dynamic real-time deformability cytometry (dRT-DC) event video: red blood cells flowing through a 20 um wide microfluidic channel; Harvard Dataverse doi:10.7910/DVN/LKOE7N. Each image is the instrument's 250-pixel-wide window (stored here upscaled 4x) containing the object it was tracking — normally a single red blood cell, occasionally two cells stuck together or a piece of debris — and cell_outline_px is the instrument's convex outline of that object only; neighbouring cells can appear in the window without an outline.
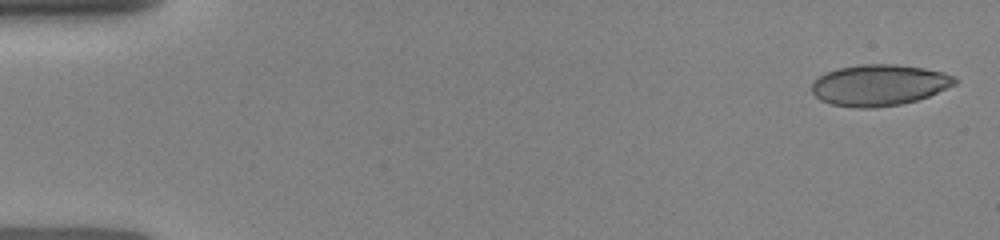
{"species": "human", "species_latin": "Homo sapiens", "temperature_condition": "room temperature", "stored_images_in_passage": 35, "camera_frame_rate_fps": 3000, "um_per_image_px": 0.085, "donor": {"sex": "female"}, "frame": {"image": 1, "passage_image": 1, "time_ms": 0.0, "image_size_px": [1000, 240], "cell_outline_px": [[960, 80], [956, 84], [928, 96], [916, 100], [900, 104], [872, 108], [856, 108], [832, 104], [820, 100], [812, 92], [812, 84], [820, 76], [828, 72], [840, 68], [860, 64], [896, 64], [924, 68], [944, 72], [956, 76]], "centroid_in_image_um": [74.77, 7.23], "position_along_channel_um": 10.2, "area_um2": 34.28}}
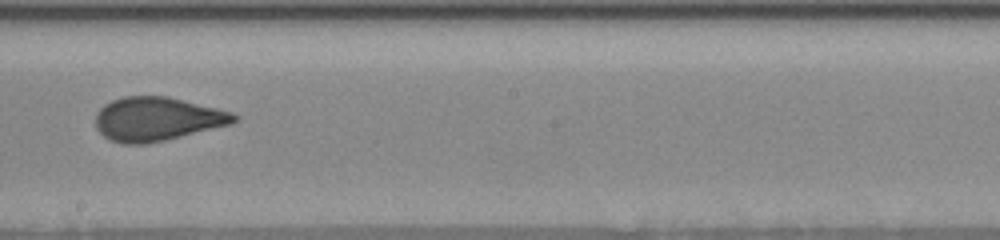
{"frame": {"image": 2, "passage_image": 19, "time_ms": 8.667, "image_size_px": [1000, 240], "cell_outline_px": [[240, 116], [232, 124], [164, 140], [144, 144], [124, 144], [112, 140], [104, 136], [96, 128], [96, 112], [104, 104], [112, 100], [124, 96], [168, 96], [232, 112]], "centroid_in_image_um": [13.35, 10.11], "position_along_channel_um": 234.9, "area_um2": 35.2}}
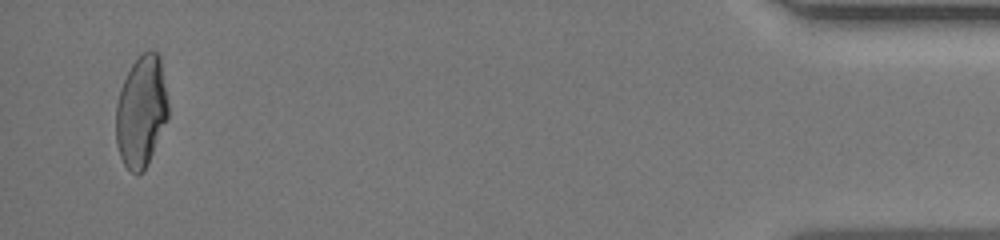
{"frame": {"image": 3, "passage_image": 34, "time_ms": 15.0, "image_size_px": [1000, 240], "cell_outline_px": [[168, 120], [148, 164], [140, 172], [132, 172], [124, 164], [120, 156], [116, 144], [116, 104], [120, 88], [132, 64], [148, 48], [152, 48], [160, 56], [168, 104]], "centroid_in_image_um": [12.01, 9.45], "position_along_channel_um": 423.2, "area_um2": 33.99}}